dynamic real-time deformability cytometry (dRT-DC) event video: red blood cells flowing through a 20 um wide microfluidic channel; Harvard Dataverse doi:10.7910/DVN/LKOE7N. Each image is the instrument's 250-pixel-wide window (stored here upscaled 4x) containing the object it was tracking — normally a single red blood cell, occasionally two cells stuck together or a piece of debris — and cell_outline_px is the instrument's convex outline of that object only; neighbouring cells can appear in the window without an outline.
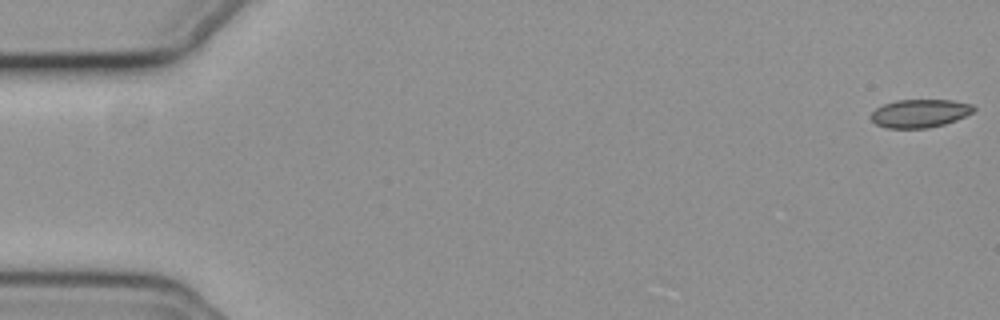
{"species": "common noctule bat (a hibernating species)", "species_latin": "Nyctalus noctula", "temperature_condition": "cold", "stored_images_in_passage": 19, "camera_frame_rate_fps": 3000, "um_per_image_px": 0.085, "animal": {"sex": "female", "body_mass_g": 19.3, "forearm_length_mm": 54.1}, "frame": {"image": 1, "passage_image": 1, "time_ms": 0.0, "image_size_px": [1000, 320], "cell_outline_px": [[976, 108], [972, 112], [956, 120], [944, 124], [928, 128], [888, 128], [876, 124], [868, 116], [876, 108], [884, 104], [896, 100], [952, 100], [972, 104]], "centroid_in_image_um": [78.17, 9.63], "position_along_channel_um": 6.8, "area_um2": 16.88}}
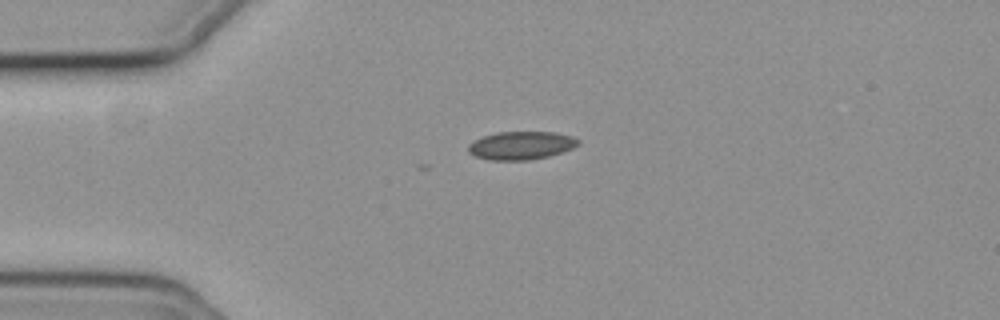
{"frame": {"image": 2, "passage_image": 14, "time_ms": 4.333, "image_size_px": [1000, 320], "cell_outline_px": [[580, 144], [572, 148], [548, 156], [528, 160], [488, 160], [476, 156], [468, 152], [468, 144], [484, 136], [496, 132], [552, 132], [572, 136], [580, 140]], "centroid_in_image_um": [44.29, 12.36], "position_along_channel_um": 40.7, "area_um2": 17.92}}
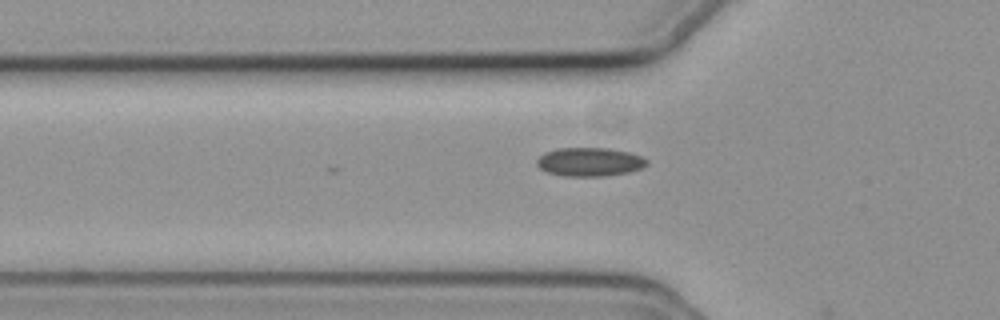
{"frame": {"image": 3, "passage_image": 19, "time_ms": 6.0, "image_size_px": [1000, 320], "cell_outline_px": [[648, 164], [640, 168], [628, 172], [604, 176], [564, 176], [548, 172], [540, 168], [536, 164], [536, 160], [544, 152], [556, 148], [608, 148], [628, 152], [640, 156], [648, 160]], "centroid_in_image_um": [50.09, 13.75], "position_along_channel_um": 75.7, "area_um2": 18.32}}